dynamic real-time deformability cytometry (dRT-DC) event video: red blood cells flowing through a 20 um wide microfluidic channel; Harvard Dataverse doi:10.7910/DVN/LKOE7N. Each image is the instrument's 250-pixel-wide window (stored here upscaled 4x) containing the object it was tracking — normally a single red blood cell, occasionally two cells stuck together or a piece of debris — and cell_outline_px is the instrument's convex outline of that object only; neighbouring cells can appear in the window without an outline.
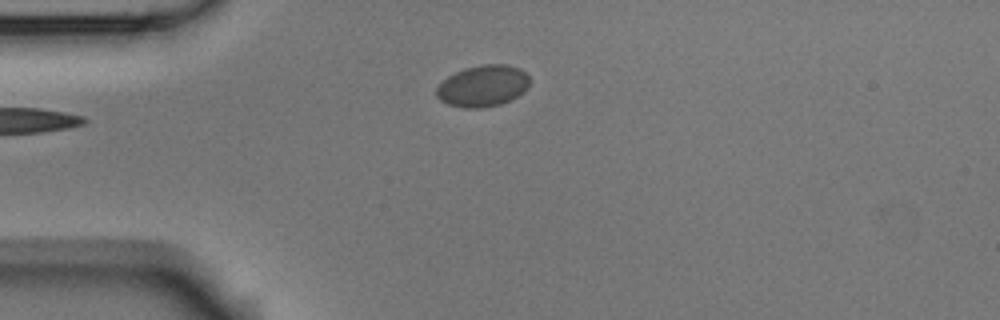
{"species": "Egyptian fruit bat (a non-hibernating species)", "species_latin": "Rousettus aegyptiacus", "temperature_condition": "room temperature", "stored_images_in_passage": 4, "camera_frame_rate_fps": 3000, "um_per_image_px": 0.085, "animal": {"sex": "male"}, "frame": {"image": 1, "passage_image": 4, "time_ms": 1.0, "image_size_px": [1000, 320], "cell_outline_px": [[528, 84], [524, 92], [500, 104], [480, 108], [464, 108], [448, 104], [440, 100], [436, 96], [436, 88], [448, 76], [464, 68], [480, 64], [508, 64], [520, 68], [528, 76]], "centroid_in_image_um": [41.02, 7.29], "position_along_channel_um": 44.0, "area_um2": 22.43}}